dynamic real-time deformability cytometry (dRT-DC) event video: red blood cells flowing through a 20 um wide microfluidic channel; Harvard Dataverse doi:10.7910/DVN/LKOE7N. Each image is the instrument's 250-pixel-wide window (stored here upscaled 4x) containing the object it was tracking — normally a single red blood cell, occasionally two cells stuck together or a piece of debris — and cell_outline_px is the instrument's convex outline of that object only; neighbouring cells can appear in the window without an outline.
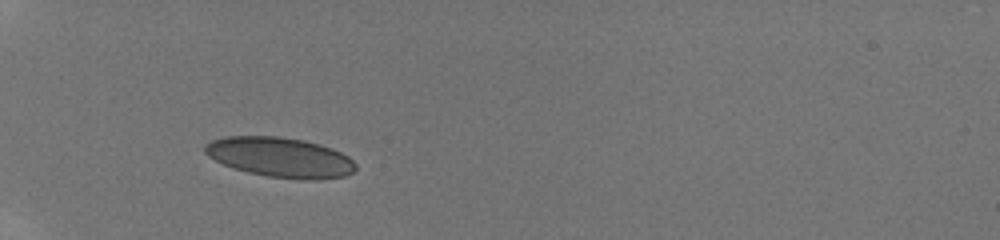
{"species": "human", "species_latin": "Homo sapiens", "temperature_condition": "room temperature", "stored_images_in_passage": 43, "camera_frame_rate_fps": 3000, "um_per_image_px": 0.085, "donor": {"sex": "male"}, "frame": {"image": 1, "passage_image": 1, "time_ms": 0.0, "image_size_px": [1000, 240], "cell_outline_px": [[356, 168], [352, 172], [344, 176], [320, 180], [300, 180], [268, 176], [248, 172], [232, 168], [208, 156], [204, 152], [204, 144], [212, 140], [224, 136], [280, 136], [304, 140], [320, 144], [332, 148], [348, 156], [356, 164]], "centroid_in_image_um": [23.81, 13.37], "position_along_channel_um": 61.2, "area_um2": 35.32}}
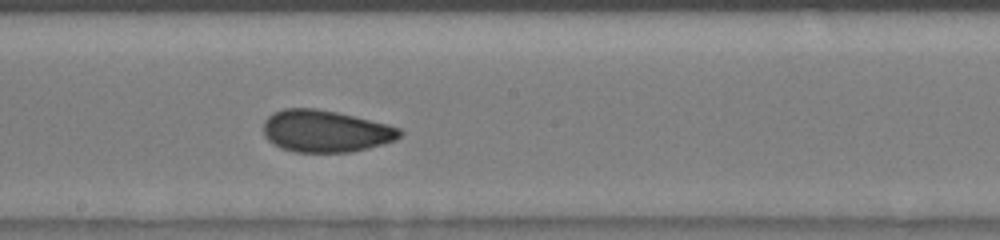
{"frame": {"image": 2, "passage_image": 18, "time_ms": 4.333, "image_size_px": [1000, 240], "cell_outline_px": [[404, 132], [396, 140], [384, 144], [352, 152], [296, 152], [280, 148], [272, 144], [264, 136], [264, 120], [272, 112], [284, 108], [316, 108], [336, 112], [388, 124], [400, 128]], "centroid_in_image_um": [27.66, 11.15], "position_along_channel_um": 220.5, "area_um2": 33.64}}
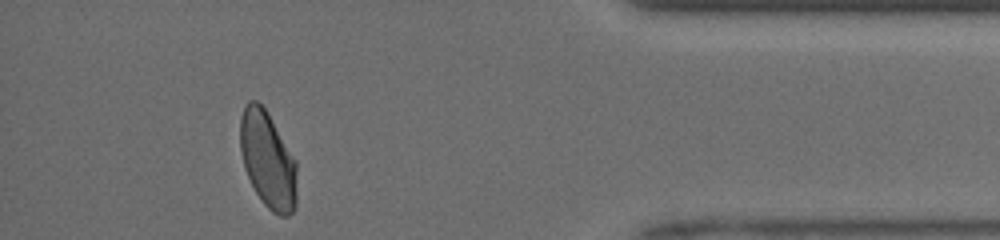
{"frame": {"image": 3, "passage_image": 39, "time_ms": 9.667, "image_size_px": [1000, 240], "cell_outline_px": [[296, 208], [288, 216], [280, 216], [272, 212], [264, 204], [256, 192], [244, 168], [240, 152], [240, 120], [244, 104], [248, 100], [256, 100], [268, 112], [296, 160]], "centroid_in_image_um": [22.76, 13.58], "position_along_channel_um": 412.4, "area_um2": 32.14}, "authors_computed_cell_mechanics": {"area_um2": 33.0038, "velocity_mm_per_s": 4.1672, "shape_relaxation_time_tau1_ms": 4.5995, "shape_relaxation_time_tau2_ms": 1.2028, "deformation_change_tau1": 0.1224, "deformation_change_tau2": 0.064}}